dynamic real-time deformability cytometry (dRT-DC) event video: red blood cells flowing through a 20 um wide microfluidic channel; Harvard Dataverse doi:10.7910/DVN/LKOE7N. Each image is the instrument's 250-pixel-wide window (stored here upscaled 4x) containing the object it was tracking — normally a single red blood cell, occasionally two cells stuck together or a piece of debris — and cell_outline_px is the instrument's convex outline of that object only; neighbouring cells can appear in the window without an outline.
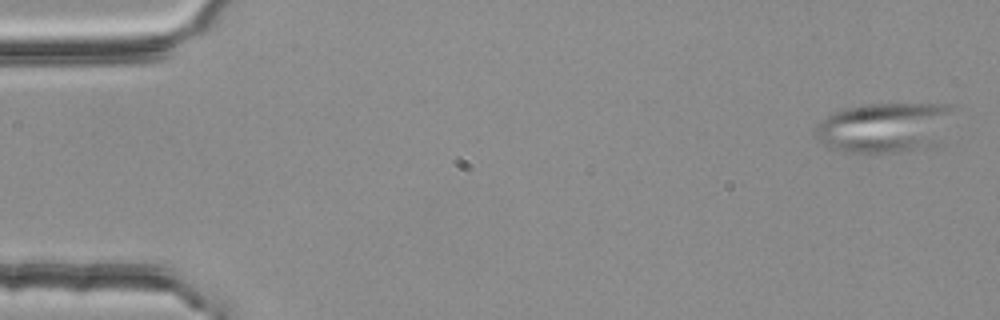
{"species": "common noctule bat (a hibernating species)", "species_latin": "Nyctalus noctula", "temperature_condition": "room temperature", "stored_images_in_passage": 5, "camera_frame_rate_fps": 3000, "um_per_image_px": 0.085, "animal": {"sex": "female", "body_mass_g": 25.1}, "frame": {"image": 1, "passage_image": 1, "time_ms": 0.0, "image_size_px": [1000, 320], "cell_outline_px": [[960, 108], [920, 144], [912, 148], [896, 152], [844, 152], [832, 148], [824, 144], [812, 132], [816, 124], [820, 120], [832, 112], [844, 108], [864, 104], [952, 104]], "centroid_in_image_um": [74.94, 10.76], "position_along_channel_um": 10.1, "area_um2": 38.32}}